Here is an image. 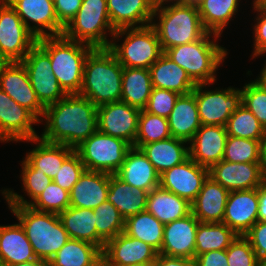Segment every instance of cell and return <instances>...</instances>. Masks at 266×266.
Instances as JSON below:
<instances>
[{
	"instance_id": "cell-34",
	"label": "cell",
	"mask_w": 266,
	"mask_h": 266,
	"mask_svg": "<svg viewBox=\"0 0 266 266\" xmlns=\"http://www.w3.org/2000/svg\"><path fill=\"white\" fill-rule=\"evenodd\" d=\"M58 216L70 239L85 241L103 250L105 242L97 235L95 215L92 209L70 206Z\"/></svg>"
},
{
	"instance_id": "cell-25",
	"label": "cell",
	"mask_w": 266,
	"mask_h": 266,
	"mask_svg": "<svg viewBox=\"0 0 266 266\" xmlns=\"http://www.w3.org/2000/svg\"><path fill=\"white\" fill-rule=\"evenodd\" d=\"M26 143H32L30 145L35 146L28 152L23 160L31 168H39V172L45 173L46 176L53 179L59 168H61L64 160L75 150L72 147L64 144L49 143L42 140L40 137L21 141Z\"/></svg>"
},
{
	"instance_id": "cell-1",
	"label": "cell",
	"mask_w": 266,
	"mask_h": 266,
	"mask_svg": "<svg viewBox=\"0 0 266 266\" xmlns=\"http://www.w3.org/2000/svg\"><path fill=\"white\" fill-rule=\"evenodd\" d=\"M40 124L42 140L75 149L98 130L97 106L85 96L67 94L45 107Z\"/></svg>"
},
{
	"instance_id": "cell-59",
	"label": "cell",
	"mask_w": 266,
	"mask_h": 266,
	"mask_svg": "<svg viewBox=\"0 0 266 266\" xmlns=\"http://www.w3.org/2000/svg\"><path fill=\"white\" fill-rule=\"evenodd\" d=\"M14 266H49L48 262L41 260V259H35L32 261L24 262L21 264H17Z\"/></svg>"
},
{
	"instance_id": "cell-5",
	"label": "cell",
	"mask_w": 266,
	"mask_h": 266,
	"mask_svg": "<svg viewBox=\"0 0 266 266\" xmlns=\"http://www.w3.org/2000/svg\"><path fill=\"white\" fill-rule=\"evenodd\" d=\"M37 44L49 55L53 74L66 94H79L86 57L92 46L63 35L38 38Z\"/></svg>"
},
{
	"instance_id": "cell-9",
	"label": "cell",
	"mask_w": 266,
	"mask_h": 266,
	"mask_svg": "<svg viewBox=\"0 0 266 266\" xmlns=\"http://www.w3.org/2000/svg\"><path fill=\"white\" fill-rule=\"evenodd\" d=\"M131 147L125 140L97 130L77 146L75 151L86 170L116 174Z\"/></svg>"
},
{
	"instance_id": "cell-24",
	"label": "cell",
	"mask_w": 266,
	"mask_h": 266,
	"mask_svg": "<svg viewBox=\"0 0 266 266\" xmlns=\"http://www.w3.org/2000/svg\"><path fill=\"white\" fill-rule=\"evenodd\" d=\"M116 175L133 188L150 192L159 186L160 174L141 149L132 146Z\"/></svg>"
},
{
	"instance_id": "cell-12",
	"label": "cell",
	"mask_w": 266,
	"mask_h": 266,
	"mask_svg": "<svg viewBox=\"0 0 266 266\" xmlns=\"http://www.w3.org/2000/svg\"><path fill=\"white\" fill-rule=\"evenodd\" d=\"M40 103L46 107L67 94L53 74L49 55L36 43L21 61Z\"/></svg>"
},
{
	"instance_id": "cell-2",
	"label": "cell",
	"mask_w": 266,
	"mask_h": 266,
	"mask_svg": "<svg viewBox=\"0 0 266 266\" xmlns=\"http://www.w3.org/2000/svg\"><path fill=\"white\" fill-rule=\"evenodd\" d=\"M219 38L207 32L195 42L166 49L164 54L182 67L196 85L217 82V71L229 55Z\"/></svg>"
},
{
	"instance_id": "cell-30",
	"label": "cell",
	"mask_w": 266,
	"mask_h": 266,
	"mask_svg": "<svg viewBox=\"0 0 266 266\" xmlns=\"http://www.w3.org/2000/svg\"><path fill=\"white\" fill-rule=\"evenodd\" d=\"M168 124L171 137L190 142L201 127L195 95H180L172 109Z\"/></svg>"
},
{
	"instance_id": "cell-55",
	"label": "cell",
	"mask_w": 266,
	"mask_h": 266,
	"mask_svg": "<svg viewBox=\"0 0 266 266\" xmlns=\"http://www.w3.org/2000/svg\"><path fill=\"white\" fill-rule=\"evenodd\" d=\"M258 221H266V186L258 187Z\"/></svg>"
},
{
	"instance_id": "cell-61",
	"label": "cell",
	"mask_w": 266,
	"mask_h": 266,
	"mask_svg": "<svg viewBox=\"0 0 266 266\" xmlns=\"http://www.w3.org/2000/svg\"><path fill=\"white\" fill-rule=\"evenodd\" d=\"M202 0H183V4L198 6Z\"/></svg>"
},
{
	"instance_id": "cell-29",
	"label": "cell",
	"mask_w": 266,
	"mask_h": 266,
	"mask_svg": "<svg viewBox=\"0 0 266 266\" xmlns=\"http://www.w3.org/2000/svg\"><path fill=\"white\" fill-rule=\"evenodd\" d=\"M152 87L171 90L186 95L196 84L187 72L164 53L149 68Z\"/></svg>"
},
{
	"instance_id": "cell-18",
	"label": "cell",
	"mask_w": 266,
	"mask_h": 266,
	"mask_svg": "<svg viewBox=\"0 0 266 266\" xmlns=\"http://www.w3.org/2000/svg\"><path fill=\"white\" fill-rule=\"evenodd\" d=\"M0 89L20 106L30 110L39 120L43 118L45 107L38 100L21 62H9L3 68L0 74Z\"/></svg>"
},
{
	"instance_id": "cell-7",
	"label": "cell",
	"mask_w": 266,
	"mask_h": 266,
	"mask_svg": "<svg viewBox=\"0 0 266 266\" xmlns=\"http://www.w3.org/2000/svg\"><path fill=\"white\" fill-rule=\"evenodd\" d=\"M108 49L123 67L128 68L149 69L164 53L151 24L116 30Z\"/></svg>"
},
{
	"instance_id": "cell-11",
	"label": "cell",
	"mask_w": 266,
	"mask_h": 266,
	"mask_svg": "<svg viewBox=\"0 0 266 266\" xmlns=\"http://www.w3.org/2000/svg\"><path fill=\"white\" fill-rule=\"evenodd\" d=\"M37 40L11 5L0 0V54L8 62H21Z\"/></svg>"
},
{
	"instance_id": "cell-63",
	"label": "cell",
	"mask_w": 266,
	"mask_h": 266,
	"mask_svg": "<svg viewBox=\"0 0 266 266\" xmlns=\"http://www.w3.org/2000/svg\"><path fill=\"white\" fill-rule=\"evenodd\" d=\"M259 266H266V257L259 260Z\"/></svg>"
},
{
	"instance_id": "cell-20",
	"label": "cell",
	"mask_w": 266,
	"mask_h": 266,
	"mask_svg": "<svg viewBox=\"0 0 266 266\" xmlns=\"http://www.w3.org/2000/svg\"><path fill=\"white\" fill-rule=\"evenodd\" d=\"M199 220L192 214L164 224L163 243L159 254L170 257L195 258Z\"/></svg>"
},
{
	"instance_id": "cell-15",
	"label": "cell",
	"mask_w": 266,
	"mask_h": 266,
	"mask_svg": "<svg viewBox=\"0 0 266 266\" xmlns=\"http://www.w3.org/2000/svg\"><path fill=\"white\" fill-rule=\"evenodd\" d=\"M25 26L36 36H61L64 27L58 22L54 0H6ZM32 25V26H31Z\"/></svg>"
},
{
	"instance_id": "cell-19",
	"label": "cell",
	"mask_w": 266,
	"mask_h": 266,
	"mask_svg": "<svg viewBox=\"0 0 266 266\" xmlns=\"http://www.w3.org/2000/svg\"><path fill=\"white\" fill-rule=\"evenodd\" d=\"M258 221V188L230 191L222 223L244 236Z\"/></svg>"
},
{
	"instance_id": "cell-22",
	"label": "cell",
	"mask_w": 266,
	"mask_h": 266,
	"mask_svg": "<svg viewBox=\"0 0 266 266\" xmlns=\"http://www.w3.org/2000/svg\"><path fill=\"white\" fill-rule=\"evenodd\" d=\"M209 177L229 192L256 189L262 184L260 162L232 163L221 160L209 169Z\"/></svg>"
},
{
	"instance_id": "cell-3",
	"label": "cell",
	"mask_w": 266,
	"mask_h": 266,
	"mask_svg": "<svg viewBox=\"0 0 266 266\" xmlns=\"http://www.w3.org/2000/svg\"><path fill=\"white\" fill-rule=\"evenodd\" d=\"M123 66L108 48H94L86 57L79 94L97 107L121 101Z\"/></svg>"
},
{
	"instance_id": "cell-41",
	"label": "cell",
	"mask_w": 266,
	"mask_h": 266,
	"mask_svg": "<svg viewBox=\"0 0 266 266\" xmlns=\"http://www.w3.org/2000/svg\"><path fill=\"white\" fill-rule=\"evenodd\" d=\"M228 136L263 141L266 130L256 116L243 104L229 117L226 123Z\"/></svg>"
},
{
	"instance_id": "cell-49",
	"label": "cell",
	"mask_w": 266,
	"mask_h": 266,
	"mask_svg": "<svg viewBox=\"0 0 266 266\" xmlns=\"http://www.w3.org/2000/svg\"><path fill=\"white\" fill-rule=\"evenodd\" d=\"M226 253L229 266H259L256 253L244 236H237Z\"/></svg>"
},
{
	"instance_id": "cell-45",
	"label": "cell",
	"mask_w": 266,
	"mask_h": 266,
	"mask_svg": "<svg viewBox=\"0 0 266 266\" xmlns=\"http://www.w3.org/2000/svg\"><path fill=\"white\" fill-rule=\"evenodd\" d=\"M29 206L37 211L59 214L70 207L69 192L52 181Z\"/></svg>"
},
{
	"instance_id": "cell-14",
	"label": "cell",
	"mask_w": 266,
	"mask_h": 266,
	"mask_svg": "<svg viewBox=\"0 0 266 266\" xmlns=\"http://www.w3.org/2000/svg\"><path fill=\"white\" fill-rule=\"evenodd\" d=\"M141 110L122 101L97 107L98 130L134 146Z\"/></svg>"
},
{
	"instance_id": "cell-6",
	"label": "cell",
	"mask_w": 266,
	"mask_h": 266,
	"mask_svg": "<svg viewBox=\"0 0 266 266\" xmlns=\"http://www.w3.org/2000/svg\"><path fill=\"white\" fill-rule=\"evenodd\" d=\"M151 25L157 32L163 52L178 45L195 42L207 33L198 7L187 4L154 10Z\"/></svg>"
},
{
	"instance_id": "cell-60",
	"label": "cell",
	"mask_w": 266,
	"mask_h": 266,
	"mask_svg": "<svg viewBox=\"0 0 266 266\" xmlns=\"http://www.w3.org/2000/svg\"><path fill=\"white\" fill-rule=\"evenodd\" d=\"M127 266H156V259L149 261V262L136 263V264L127 265Z\"/></svg>"
},
{
	"instance_id": "cell-17",
	"label": "cell",
	"mask_w": 266,
	"mask_h": 266,
	"mask_svg": "<svg viewBox=\"0 0 266 266\" xmlns=\"http://www.w3.org/2000/svg\"><path fill=\"white\" fill-rule=\"evenodd\" d=\"M158 251L124 232L105 243L102 250V266H127L155 260Z\"/></svg>"
},
{
	"instance_id": "cell-36",
	"label": "cell",
	"mask_w": 266,
	"mask_h": 266,
	"mask_svg": "<svg viewBox=\"0 0 266 266\" xmlns=\"http://www.w3.org/2000/svg\"><path fill=\"white\" fill-rule=\"evenodd\" d=\"M241 0H202L197 6L202 24L208 33L222 37L233 18H237ZM228 26V27H227Z\"/></svg>"
},
{
	"instance_id": "cell-26",
	"label": "cell",
	"mask_w": 266,
	"mask_h": 266,
	"mask_svg": "<svg viewBox=\"0 0 266 266\" xmlns=\"http://www.w3.org/2000/svg\"><path fill=\"white\" fill-rule=\"evenodd\" d=\"M37 259L19 222L0 224V266H14Z\"/></svg>"
},
{
	"instance_id": "cell-43",
	"label": "cell",
	"mask_w": 266,
	"mask_h": 266,
	"mask_svg": "<svg viewBox=\"0 0 266 266\" xmlns=\"http://www.w3.org/2000/svg\"><path fill=\"white\" fill-rule=\"evenodd\" d=\"M97 235L106 243L124 232L125 219L108 200L93 209Z\"/></svg>"
},
{
	"instance_id": "cell-48",
	"label": "cell",
	"mask_w": 266,
	"mask_h": 266,
	"mask_svg": "<svg viewBox=\"0 0 266 266\" xmlns=\"http://www.w3.org/2000/svg\"><path fill=\"white\" fill-rule=\"evenodd\" d=\"M85 170L86 168L81 162L80 156L74 150L64 160L61 168H59V171L52 180L63 189L70 192Z\"/></svg>"
},
{
	"instance_id": "cell-50",
	"label": "cell",
	"mask_w": 266,
	"mask_h": 266,
	"mask_svg": "<svg viewBox=\"0 0 266 266\" xmlns=\"http://www.w3.org/2000/svg\"><path fill=\"white\" fill-rule=\"evenodd\" d=\"M179 96L180 94L175 91L153 87L144 110L168 118Z\"/></svg>"
},
{
	"instance_id": "cell-27",
	"label": "cell",
	"mask_w": 266,
	"mask_h": 266,
	"mask_svg": "<svg viewBox=\"0 0 266 266\" xmlns=\"http://www.w3.org/2000/svg\"><path fill=\"white\" fill-rule=\"evenodd\" d=\"M109 174L85 170L69 192L70 206L94 209L107 200Z\"/></svg>"
},
{
	"instance_id": "cell-16",
	"label": "cell",
	"mask_w": 266,
	"mask_h": 266,
	"mask_svg": "<svg viewBox=\"0 0 266 266\" xmlns=\"http://www.w3.org/2000/svg\"><path fill=\"white\" fill-rule=\"evenodd\" d=\"M208 176L209 169L188 157L182 163L160 174L159 186L186 199L191 204Z\"/></svg>"
},
{
	"instance_id": "cell-58",
	"label": "cell",
	"mask_w": 266,
	"mask_h": 266,
	"mask_svg": "<svg viewBox=\"0 0 266 266\" xmlns=\"http://www.w3.org/2000/svg\"><path fill=\"white\" fill-rule=\"evenodd\" d=\"M260 169L263 175L266 172V138L261 143Z\"/></svg>"
},
{
	"instance_id": "cell-39",
	"label": "cell",
	"mask_w": 266,
	"mask_h": 266,
	"mask_svg": "<svg viewBox=\"0 0 266 266\" xmlns=\"http://www.w3.org/2000/svg\"><path fill=\"white\" fill-rule=\"evenodd\" d=\"M164 224L147 211L125 219L124 233L151 245L158 252L163 243Z\"/></svg>"
},
{
	"instance_id": "cell-37",
	"label": "cell",
	"mask_w": 266,
	"mask_h": 266,
	"mask_svg": "<svg viewBox=\"0 0 266 266\" xmlns=\"http://www.w3.org/2000/svg\"><path fill=\"white\" fill-rule=\"evenodd\" d=\"M48 264L49 266H102V250L91 243L70 239Z\"/></svg>"
},
{
	"instance_id": "cell-32",
	"label": "cell",
	"mask_w": 266,
	"mask_h": 266,
	"mask_svg": "<svg viewBox=\"0 0 266 266\" xmlns=\"http://www.w3.org/2000/svg\"><path fill=\"white\" fill-rule=\"evenodd\" d=\"M140 149L159 174L189 157V143L174 137L145 144Z\"/></svg>"
},
{
	"instance_id": "cell-13",
	"label": "cell",
	"mask_w": 266,
	"mask_h": 266,
	"mask_svg": "<svg viewBox=\"0 0 266 266\" xmlns=\"http://www.w3.org/2000/svg\"><path fill=\"white\" fill-rule=\"evenodd\" d=\"M34 125L39 126L40 120L0 89V143H20L39 137Z\"/></svg>"
},
{
	"instance_id": "cell-35",
	"label": "cell",
	"mask_w": 266,
	"mask_h": 266,
	"mask_svg": "<svg viewBox=\"0 0 266 266\" xmlns=\"http://www.w3.org/2000/svg\"><path fill=\"white\" fill-rule=\"evenodd\" d=\"M146 211L161 223L167 224L190 214L191 204L186 199L158 186L149 192Z\"/></svg>"
},
{
	"instance_id": "cell-64",
	"label": "cell",
	"mask_w": 266,
	"mask_h": 266,
	"mask_svg": "<svg viewBox=\"0 0 266 266\" xmlns=\"http://www.w3.org/2000/svg\"><path fill=\"white\" fill-rule=\"evenodd\" d=\"M262 184L266 186V172L262 175Z\"/></svg>"
},
{
	"instance_id": "cell-10",
	"label": "cell",
	"mask_w": 266,
	"mask_h": 266,
	"mask_svg": "<svg viewBox=\"0 0 266 266\" xmlns=\"http://www.w3.org/2000/svg\"><path fill=\"white\" fill-rule=\"evenodd\" d=\"M217 82L197 84L193 90L202 125L226 126L229 117L242 105L241 87L208 88Z\"/></svg>"
},
{
	"instance_id": "cell-33",
	"label": "cell",
	"mask_w": 266,
	"mask_h": 266,
	"mask_svg": "<svg viewBox=\"0 0 266 266\" xmlns=\"http://www.w3.org/2000/svg\"><path fill=\"white\" fill-rule=\"evenodd\" d=\"M20 163L19 178L22 181L21 190L24 194H19L11 188H2L0 192L7 205L29 206L53 181L45 173L39 172V168H31L23 159Z\"/></svg>"
},
{
	"instance_id": "cell-56",
	"label": "cell",
	"mask_w": 266,
	"mask_h": 266,
	"mask_svg": "<svg viewBox=\"0 0 266 266\" xmlns=\"http://www.w3.org/2000/svg\"><path fill=\"white\" fill-rule=\"evenodd\" d=\"M153 10L183 4V0H150Z\"/></svg>"
},
{
	"instance_id": "cell-44",
	"label": "cell",
	"mask_w": 266,
	"mask_h": 266,
	"mask_svg": "<svg viewBox=\"0 0 266 266\" xmlns=\"http://www.w3.org/2000/svg\"><path fill=\"white\" fill-rule=\"evenodd\" d=\"M262 142L227 136L223 160L232 163L260 162Z\"/></svg>"
},
{
	"instance_id": "cell-28",
	"label": "cell",
	"mask_w": 266,
	"mask_h": 266,
	"mask_svg": "<svg viewBox=\"0 0 266 266\" xmlns=\"http://www.w3.org/2000/svg\"><path fill=\"white\" fill-rule=\"evenodd\" d=\"M108 15L115 30L144 27L152 23L150 0H107Z\"/></svg>"
},
{
	"instance_id": "cell-31",
	"label": "cell",
	"mask_w": 266,
	"mask_h": 266,
	"mask_svg": "<svg viewBox=\"0 0 266 266\" xmlns=\"http://www.w3.org/2000/svg\"><path fill=\"white\" fill-rule=\"evenodd\" d=\"M149 192L133 188L116 174H109L107 200L111 202L124 219L146 211Z\"/></svg>"
},
{
	"instance_id": "cell-47",
	"label": "cell",
	"mask_w": 266,
	"mask_h": 266,
	"mask_svg": "<svg viewBox=\"0 0 266 266\" xmlns=\"http://www.w3.org/2000/svg\"><path fill=\"white\" fill-rule=\"evenodd\" d=\"M252 12L256 14L254 20L252 18V34H253V49L250 55V60L258 59L264 52H266V5L259 0H252Z\"/></svg>"
},
{
	"instance_id": "cell-40",
	"label": "cell",
	"mask_w": 266,
	"mask_h": 266,
	"mask_svg": "<svg viewBox=\"0 0 266 266\" xmlns=\"http://www.w3.org/2000/svg\"><path fill=\"white\" fill-rule=\"evenodd\" d=\"M237 236L224 223L199 222L196 233L195 257L210 251L227 250Z\"/></svg>"
},
{
	"instance_id": "cell-46",
	"label": "cell",
	"mask_w": 266,
	"mask_h": 266,
	"mask_svg": "<svg viewBox=\"0 0 266 266\" xmlns=\"http://www.w3.org/2000/svg\"><path fill=\"white\" fill-rule=\"evenodd\" d=\"M242 104L249 109L266 130V91L253 80H249L241 88Z\"/></svg>"
},
{
	"instance_id": "cell-42",
	"label": "cell",
	"mask_w": 266,
	"mask_h": 266,
	"mask_svg": "<svg viewBox=\"0 0 266 266\" xmlns=\"http://www.w3.org/2000/svg\"><path fill=\"white\" fill-rule=\"evenodd\" d=\"M171 137L168 118L151 114L141 110L138 123V133L134 147L141 148L143 145L165 140Z\"/></svg>"
},
{
	"instance_id": "cell-23",
	"label": "cell",
	"mask_w": 266,
	"mask_h": 266,
	"mask_svg": "<svg viewBox=\"0 0 266 266\" xmlns=\"http://www.w3.org/2000/svg\"><path fill=\"white\" fill-rule=\"evenodd\" d=\"M229 191L211 177L204 181L191 213L202 223H222Z\"/></svg>"
},
{
	"instance_id": "cell-66",
	"label": "cell",
	"mask_w": 266,
	"mask_h": 266,
	"mask_svg": "<svg viewBox=\"0 0 266 266\" xmlns=\"http://www.w3.org/2000/svg\"><path fill=\"white\" fill-rule=\"evenodd\" d=\"M261 1L264 5H266V0H259Z\"/></svg>"
},
{
	"instance_id": "cell-57",
	"label": "cell",
	"mask_w": 266,
	"mask_h": 266,
	"mask_svg": "<svg viewBox=\"0 0 266 266\" xmlns=\"http://www.w3.org/2000/svg\"><path fill=\"white\" fill-rule=\"evenodd\" d=\"M254 82L261 87L264 91H266V67L263 65L261 67L259 74L256 76V78H253Z\"/></svg>"
},
{
	"instance_id": "cell-21",
	"label": "cell",
	"mask_w": 266,
	"mask_h": 266,
	"mask_svg": "<svg viewBox=\"0 0 266 266\" xmlns=\"http://www.w3.org/2000/svg\"><path fill=\"white\" fill-rule=\"evenodd\" d=\"M227 136L225 126L201 125L189 142V157L210 169L223 160Z\"/></svg>"
},
{
	"instance_id": "cell-62",
	"label": "cell",
	"mask_w": 266,
	"mask_h": 266,
	"mask_svg": "<svg viewBox=\"0 0 266 266\" xmlns=\"http://www.w3.org/2000/svg\"><path fill=\"white\" fill-rule=\"evenodd\" d=\"M9 62L0 54V74L2 73L3 68L8 64Z\"/></svg>"
},
{
	"instance_id": "cell-54",
	"label": "cell",
	"mask_w": 266,
	"mask_h": 266,
	"mask_svg": "<svg viewBox=\"0 0 266 266\" xmlns=\"http://www.w3.org/2000/svg\"><path fill=\"white\" fill-rule=\"evenodd\" d=\"M156 266H195L194 259L182 257H170L158 254Z\"/></svg>"
},
{
	"instance_id": "cell-8",
	"label": "cell",
	"mask_w": 266,
	"mask_h": 266,
	"mask_svg": "<svg viewBox=\"0 0 266 266\" xmlns=\"http://www.w3.org/2000/svg\"><path fill=\"white\" fill-rule=\"evenodd\" d=\"M115 31L108 15L107 0H83L62 35L93 48H108Z\"/></svg>"
},
{
	"instance_id": "cell-52",
	"label": "cell",
	"mask_w": 266,
	"mask_h": 266,
	"mask_svg": "<svg viewBox=\"0 0 266 266\" xmlns=\"http://www.w3.org/2000/svg\"><path fill=\"white\" fill-rule=\"evenodd\" d=\"M83 0H54V10L58 22L65 28L75 17Z\"/></svg>"
},
{
	"instance_id": "cell-4",
	"label": "cell",
	"mask_w": 266,
	"mask_h": 266,
	"mask_svg": "<svg viewBox=\"0 0 266 266\" xmlns=\"http://www.w3.org/2000/svg\"><path fill=\"white\" fill-rule=\"evenodd\" d=\"M7 207L24 228L37 259L49 263L70 240L58 214L37 211L30 206L8 205Z\"/></svg>"
},
{
	"instance_id": "cell-65",
	"label": "cell",
	"mask_w": 266,
	"mask_h": 266,
	"mask_svg": "<svg viewBox=\"0 0 266 266\" xmlns=\"http://www.w3.org/2000/svg\"><path fill=\"white\" fill-rule=\"evenodd\" d=\"M266 52H264L261 56H265ZM264 66L266 67V59L264 60Z\"/></svg>"
},
{
	"instance_id": "cell-38",
	"label": "cell",
	"mask_w": 266,
	"mask_h": 266,
	"mask_svg": "<svg viewBox=\"0 0 266 266\" xmlns=\"http://www.w3.org/2000/svg\"><path fill=\"white\" fill-rule=\"evenodd\" d=\"M152 88L149 69L123 67L122 102L143 110L147 105Z\"/></svg>"
},
{
	"instance_id": "cell-53",
	"label": "cell",
	"mask_w": 266,
	"mask_h": 266,
	"mask_svg": "<svg viewBox=\"0 0 266 266\" xmlns=\"http://www.w3.org/2000/svg\"><path fill=\"white\" fill-rule=\"evenodd\" d=\"M195 266H229L226 250L210 251L194 258Z\"/></svg>"
},
{
	"instance_id": "cell-51",
	"label": "cell",
	"mask_w": 266,
	"mask_h": 266,
	"mask_svg": "<svg viewBox=\"0 0 266 266\" xmlns=\"http://www.w3.org/2000/svg\"><path fill=\"white\" fill-rule=\"evenodd\" d=\"M244 237L250 242L259 260L266 257V221H257Z\"/></svg>"
}]
</instances>
